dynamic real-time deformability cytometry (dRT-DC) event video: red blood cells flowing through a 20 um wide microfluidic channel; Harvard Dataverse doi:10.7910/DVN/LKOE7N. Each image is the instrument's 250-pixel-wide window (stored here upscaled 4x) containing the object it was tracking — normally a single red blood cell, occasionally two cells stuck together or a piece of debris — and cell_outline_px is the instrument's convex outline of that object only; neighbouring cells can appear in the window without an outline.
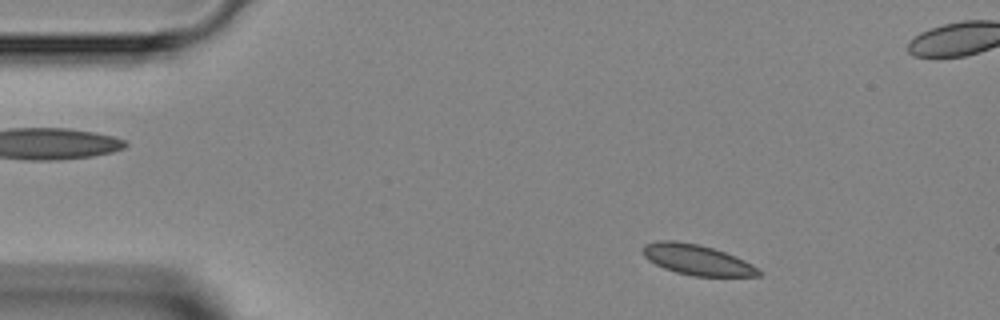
{"species": "Egyptian fruit bat (a non-hibernating species)", "species_latin": "Rousettus aegyptiacus", "temperature_condition": "room temperature", "stored_images_in_passage": 45, "camera_frame_rate_fps": 3000, "um_per_image_px": 0.085, "animal": {"sex": "female"}, "frame": {"image": 1, "passage_image": 4, "time_ms": 1.0, "image_size_px": [1000, 320], "cell_outline_px": [[764, 272], [760, 276], [692, 276], [676, 272], [664, 268], [648, 260], [644, 256], [644, 244], [660, 240], [676, 240], [700, 244], [724, 252], [744, 260], [752, 264]], "centroid_in_image_um": [59.27, 22.08], "position_along_channel_um": 25.7, "area_um2": 20.52}}
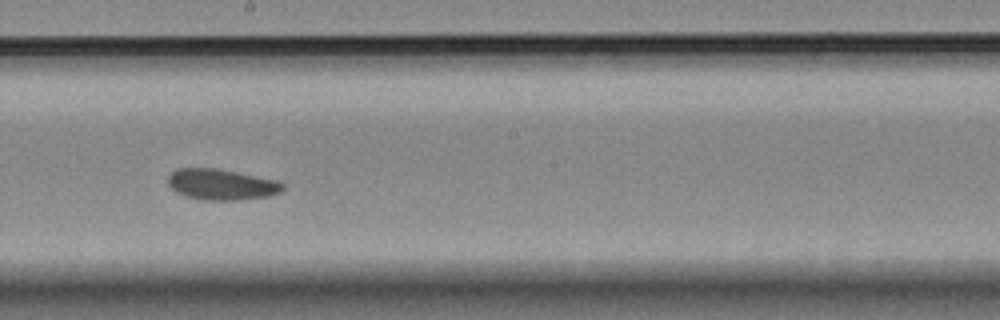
{"frame": {"image": 2, "passage_image": 23, "time_ms": 7.333, "image_size_px": [1000, 320], "cell_outline_px": [[284, 188], [280, 192], [268, 196], [240, 200], [200, 200], [184, 196], [176, 192], [168, 184], [168, 176], [176, 168], [216, 168], [276, 180], [284, 184]], "centroid_in_image_um": [18.79, 15.69], "position_along_channel_um": 229.4, "area_um2": 20.69}}
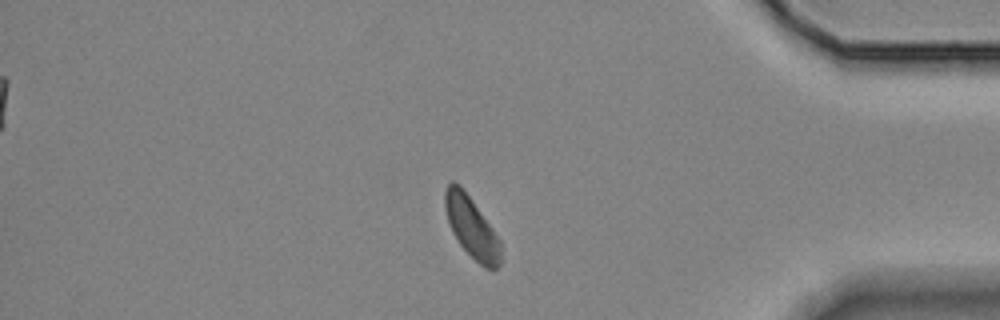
{"frame": {"image": 3, "passage_image": 37, "time_ms": 12.0, "image_size_px": [1000, 320], "cell_outline_px": [[500, 264], [496, 268], [484, 268], [460, 244], [452, 232], [444, 208], [444, 192], [448, 184], [452, 180], [460, 184], [492, 228], [500, 240]], "centroid_in_image_um": [40.05, 19.28], "position_along_channel_um": 395.1, "area_um2": 19.42}}